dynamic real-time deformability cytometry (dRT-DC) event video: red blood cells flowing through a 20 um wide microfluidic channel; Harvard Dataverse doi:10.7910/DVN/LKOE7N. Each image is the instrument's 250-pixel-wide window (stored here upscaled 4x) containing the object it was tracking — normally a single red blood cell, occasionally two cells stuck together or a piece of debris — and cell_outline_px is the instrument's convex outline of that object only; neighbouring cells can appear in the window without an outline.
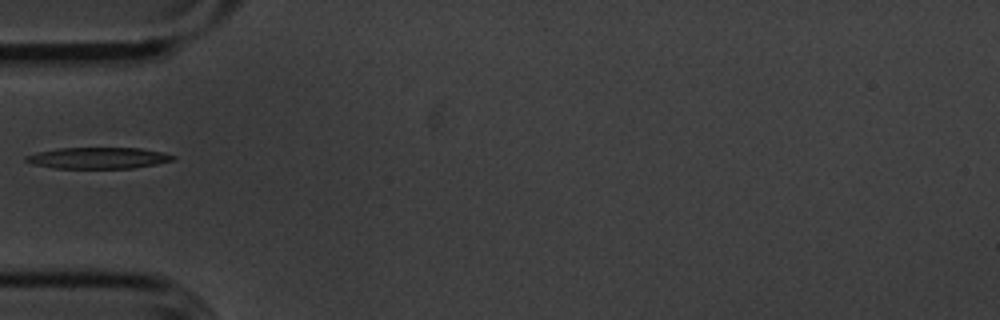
{"species": "common noctule bat (a hibernating species)", "species_latin": "Nyctalus noctula", "temperature_condition": "cold", "stored_images_in_passage": 38, "camera_frame_rate_fps": 3000, "um_per_image_px": 0.085, "animal": {"sex": "male", "body_mass_g": 20.1, "forearm_length_mm": 53.5}, "frame": {"image": 1, "passage_image": 1, "time_ms": 0.0, "image_size_px": [1000, 320], "cell_outline_px": [[176, 160], [156, 164], [132, 168], [52, 168], [32, 164], [24, 160], [24, 156], [36, 152], [56, 148], [140, 148], [164, 152], [176, 156]], "centroid_in_image_um": [8.34, 13.42], "position_along_channel_um": 76.7, "area_um2": 18.44}}
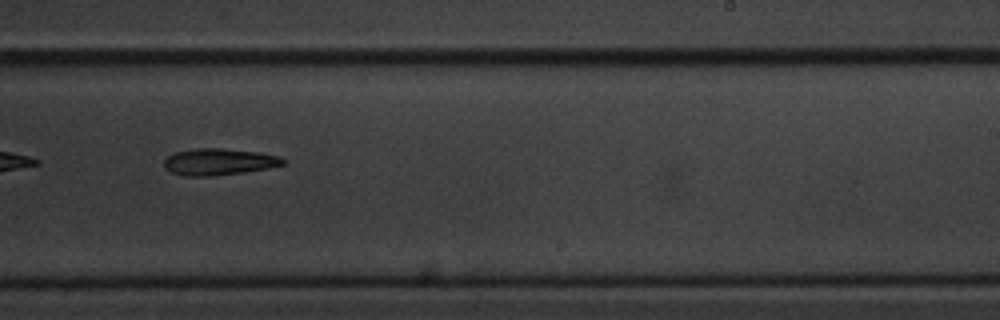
{"frame": {"image": 2, "passage_image": 17, "time_ms": 5.333, "image_size_px": [1000, 320], "cell_outline_px": [[284, 164], [268, 168], [244, 172], [208, 176], [188, 176], [172, 172], [164, 168], [164, 160], [168, 156], [176, 152], [196, 148], [220, 148], [256, 152], [280, 156], [284, 160]], "centroid_in_image_um": [18.59, 13.75], "position_along_channel_um": 270.4, "area_um2": 18.21}}
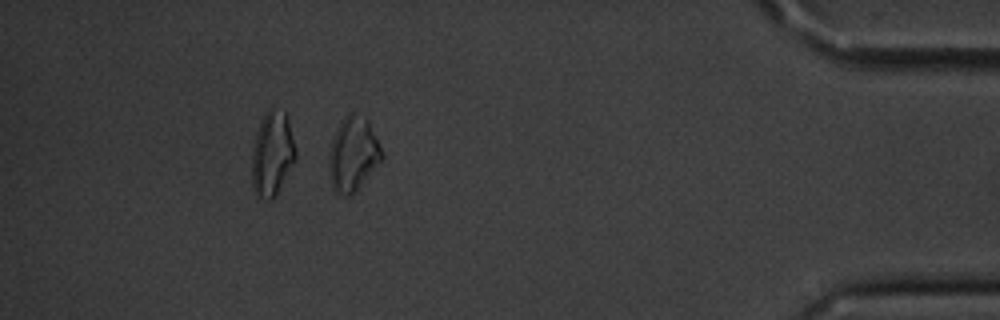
{"frame": {"image": 3, "passage_image": 32, "time_ms": 10.333, "image_size_px": [1000, 320], "cell_outline_px": [[384, 156], [356, 192], [352, 196], [348, 196], [336, 192], [332, 188], [328, 164], [328, 156], [332, 140], [336, 128], [340, 120], [348, 112], [352, 112], [368, 120]], "centroid_in_image_um": [29.98, 13.1], "position_along_channel_um": 405.2, "area_um2": 22.83}}